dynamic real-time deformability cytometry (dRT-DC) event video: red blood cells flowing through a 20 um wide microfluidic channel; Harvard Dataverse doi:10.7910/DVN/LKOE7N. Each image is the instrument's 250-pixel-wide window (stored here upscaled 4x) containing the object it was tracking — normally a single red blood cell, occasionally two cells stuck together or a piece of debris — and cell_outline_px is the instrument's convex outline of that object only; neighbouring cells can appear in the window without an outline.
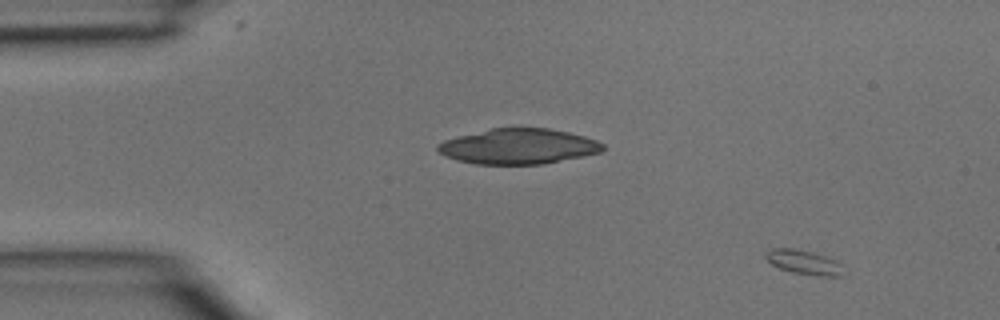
{"species": "common noctule bat (a hibernating species)", "species_latin": "Nyctalus noctula", "temperature_condition": "room temperature", "stored_images_in_passage": 5, "segment_of_instrument_passage": [2, 2], "camera_frame_rate_fps": 3000, "um_per_image_px": 0.085, "animal": {"sex": "male", "body_mass_g": 15.6}, "frame": {"image": 1, "passage_image": 2, "time_ms": 0.333, "image_size_px": [1000, 320], "cell_outline_px": [[844, 276], [820, 276], [792, 272], [780, 268], [772, 264], [764, 256], [764, 252], [772, 248], [792, 248], [812, 252], [836, 260], [840, 264]], "centroid_in_image_um": [68.31, 22.28], "position_along_channel_um": 16.7, "area_um2": 10.92}}